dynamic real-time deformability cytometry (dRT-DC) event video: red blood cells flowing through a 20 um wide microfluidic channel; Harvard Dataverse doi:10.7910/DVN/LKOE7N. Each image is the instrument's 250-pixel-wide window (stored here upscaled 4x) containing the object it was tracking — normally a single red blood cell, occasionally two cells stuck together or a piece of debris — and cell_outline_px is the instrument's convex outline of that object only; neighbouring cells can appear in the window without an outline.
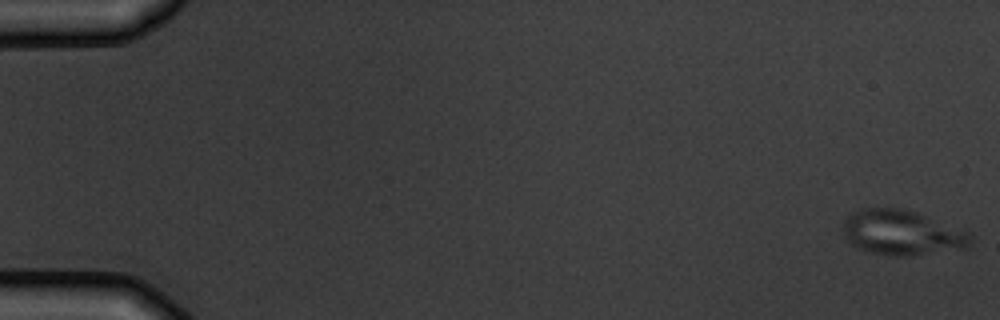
{"species": "common noctule bat (a hibernating species)", "species_latin": "Nyctalus noctula", "temperature_condition": "warm", "stored_images_in_passage": 7, "camera_frame_rate_fps": 3000, "um_per_image_px": 0.085, "animal": {"sex": "male", "body_mass_g": 19.5, "forearm_length_mm": 54.6}, "frame": {"image": 1, "passage_image": 1, "time_ms": 0.0, "image_size_px": [1000, 320], "cell_outline_px": [[972, 240], [968, 248], [908, 256], [892, 256], [868, 252], [856, 248], [840, 232], [844, 220], [852, 212], [860, 208], [900, 208], [916, 212], [972, 232]], "centroid_in_image_um": [76.66, 19.78], "position_along_channel_um": 8.3, "area_um2": 33.99}}